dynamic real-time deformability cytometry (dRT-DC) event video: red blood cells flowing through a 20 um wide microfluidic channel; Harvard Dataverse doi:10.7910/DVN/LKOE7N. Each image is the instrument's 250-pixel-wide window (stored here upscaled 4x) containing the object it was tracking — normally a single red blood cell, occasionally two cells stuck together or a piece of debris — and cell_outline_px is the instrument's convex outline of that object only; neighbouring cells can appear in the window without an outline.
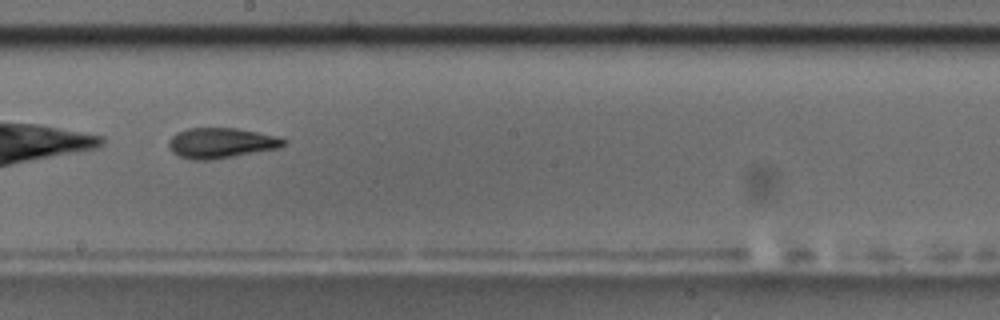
{"species": "common noctule bat (a hibernating species)", "species_latin": "Nyctalus noctula", "temperature_condition": "room temperature", "stored_images_in_passage": 13, "camera_frame_rate_fps": 3000, "um_per_image_px": 0.085, "animal": {"sex": "male", "body_mass_g": 17.5, "forearm_length_mm": 52.3}, "frame": {"image": 1, "passage_image": 8, "time_ms": 9.0, "image_size_px": [1000, 320], "cell_outline_px": [[288, 144], [280, 148], [208, 160], [192, 160], [180, 156], [172, 152], [168, 144], [168, 140], [176, 132], [188, 128], [236, 128], [276, 136], [288, 140]], "centroid_in_image_um": [18.8, 12.15], "position_along_channel_um": 229.4, "area_um2": 20.29}, "authors_computed_cell_mechanics": {"area_um2": 20.519, "velocity_mm_per_s": 3.7002, "shape_relaxation_time_tau1_ms": 9.5088, "shape_relaxation_time_tau2_ms": null, "deformation_change_tau1": 0.199, "deformation_change_tau2": null}}